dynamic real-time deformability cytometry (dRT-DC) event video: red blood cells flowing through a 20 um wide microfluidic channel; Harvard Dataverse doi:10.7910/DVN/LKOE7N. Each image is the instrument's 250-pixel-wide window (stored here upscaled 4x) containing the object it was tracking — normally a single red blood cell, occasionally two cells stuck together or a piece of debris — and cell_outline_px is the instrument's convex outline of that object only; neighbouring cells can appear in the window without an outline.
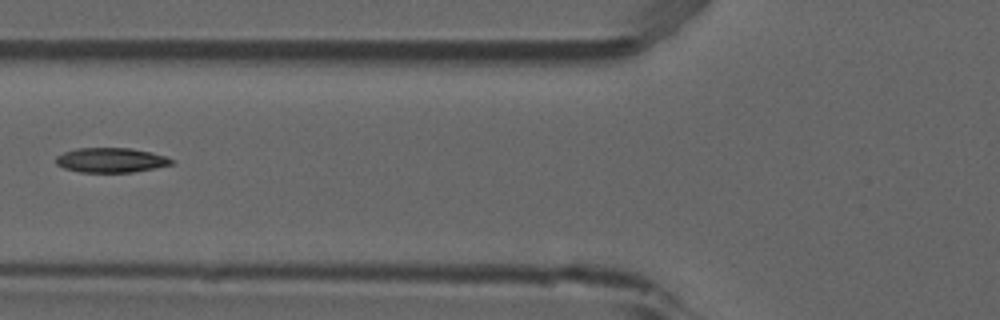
{"species": "common noctule bat (a hibernating species)", "species_latin": "Nyctalus noctula", "temperature_condition": "room temperature", "stored_images_in_passage": 7, "camera_frame_rate_fps": 3000, "um_per_image_px": 0.085, "animal": {"sex": "male", "forearm_length_mm": 52.5}, "frame": {"image": 1, "passage_image": 6, "time_ms": 1.667, "image_size_px": [1000, 320], "cell_outline_px": [[176, 160], [172, 164], [156, 168], [132, 172], [80, 172], [64, 168], [56, 164], [56, 156], [64, 152], [76, 148], [132, 148], [152, 152], [168, 156]], "centroid_in_image_um": [9.48, 13.6], "position_along_channel_um": 116.3, "area_um2": 16.82}}
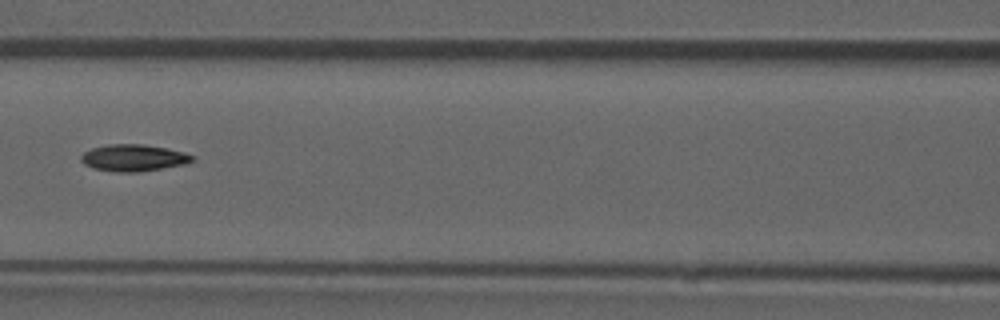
{"frame": {"image": 2, "passage_image": 7, "time_ms": 2.0, "image_size_px": [1000, 320], "cell_outline_px": [[196, 160], [188, 164], [140, 172], [116, 172], [92, 168], [84, 164], [80, 160], [80, 156], [84, 152], [92, 148], [108, 144], [144, 144], [184, 152], [196, 156]], "centroid_in_image_um": [11.38, 13.42], "position_along_channel_um": 155.2, "area_um2": 17.63}}